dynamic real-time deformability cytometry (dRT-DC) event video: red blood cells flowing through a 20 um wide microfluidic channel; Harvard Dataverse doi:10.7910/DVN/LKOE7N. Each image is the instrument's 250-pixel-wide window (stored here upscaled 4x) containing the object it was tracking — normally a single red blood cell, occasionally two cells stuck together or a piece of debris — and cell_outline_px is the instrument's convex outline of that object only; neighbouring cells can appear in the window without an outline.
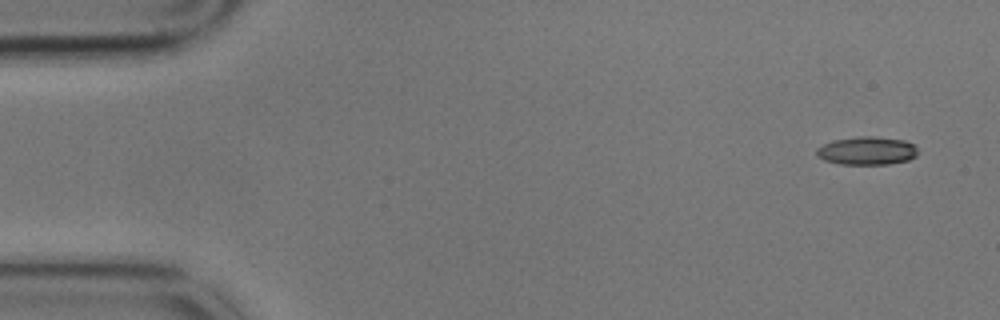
{"species": "common noctule bat (a hibernating species)", "species_latin": "Nyctalus noctula", "temperature_condition": "cold", "stored_images_in_passage": 6, "camera_frame_rate_fps": 3000, "um_per_image_px": 0.085, "animal": {"sex": "male", "body_mass_g": 17.9}, "frame": {"image": 1, "passage_image": 1, "time_ms": 0.0, "image_size_px": [1000, 320], "cell_outline_px": [[916, 156], [908, 160], [888, 164], [840, 164], [824, 160], [816, 156], [816, 148], [832, 140], [856, 136], [872, 136], [904, 140], [912, 144], [916, 148]], "centroid_in_image_um": [73.64, 12.81], "position_along_channel_um": 11.4, "area_um2": 16.65}}
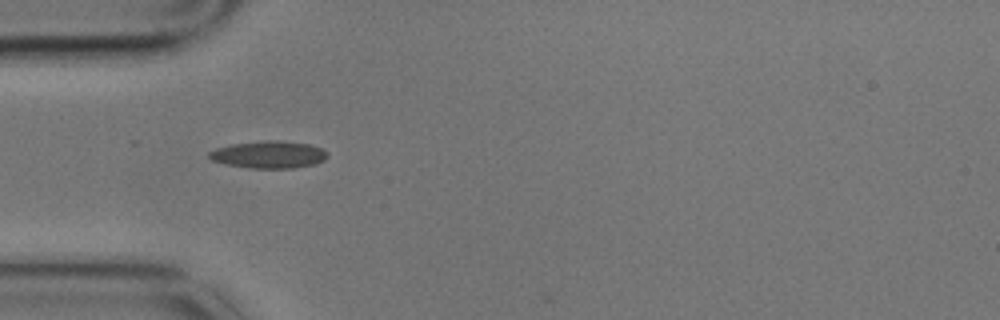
{"frame": {"image": 2, "passage_image": 5, "time_ms": 1.333, "image_size_px": [1000, 320], "cell_outline_px": [[328, 156], [324, 160], [316, 164], [292, 168], [248, 168], [228, 164], [212, 160], [208, 156], [208, 152], [216, 148], [232, 144], [260, 140], [280, 140], [312, 144], [328, 152]], "centroid_in_image_um": [22.88, 13.13], "position_along_channel_um": 62.1, "area_um2": 18.96}}